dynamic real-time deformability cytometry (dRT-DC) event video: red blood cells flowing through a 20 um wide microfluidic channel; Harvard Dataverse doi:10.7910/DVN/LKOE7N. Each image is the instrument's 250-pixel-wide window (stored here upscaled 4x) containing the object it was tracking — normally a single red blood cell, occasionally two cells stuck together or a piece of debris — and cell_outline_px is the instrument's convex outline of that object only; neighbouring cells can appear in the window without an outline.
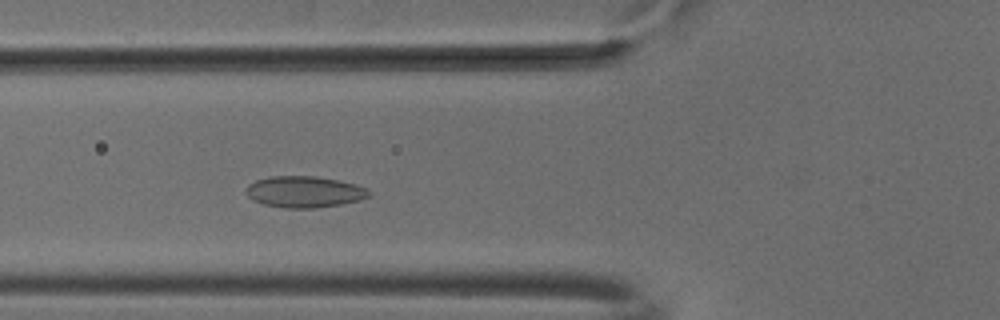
{"species": "common noctule bat (a hibernating species)", "species_latin": "Nyctalus noctula", "temperature_condition": "cold", "stored_images_in_passage": 49, "camera_frame_rate_fps": 3000, "um_per_image_px": 0.085, "animal": {"sex": "male", "body_mass_g": 18.8}, "frame": {"image": 1, "passage_image": 16, "time_ms": 5.0, "image_size_px": [1000, 320], "cell_outline_px": [[372, 192], [368, 196], [360, 200], [340, 204], [316, 208], [284, 208], [264, 204], [252, 200], [244, 192], [244, 188], [248, 184], [256, 180], [272, 176], [316, 176], [336, 180], [368, 188]], "centroid_in_image_um": [25.83, 16.31], "position_along_channel_um": 100.0, "area_um2": 22.48}}
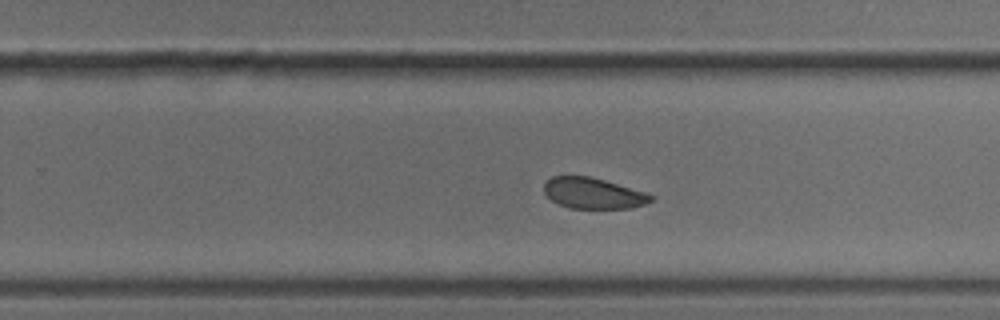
{"frame": {"image": 2, "passage_image": 30, "time_ms": 9.667, "image_size_px": [1000, 320], "cell_outline_px": [[652, 200], [644, 204], [632, 208], [568, 208], [552, 200], [544, 192], [544, 184], [552, 176], [588, 176], [604, 180], [648, 192], [652, 196]], "centroid_in_image_um": [50.43, 16.42], "position_along_channel_um": 279.4, "area_um2": 19.13}}
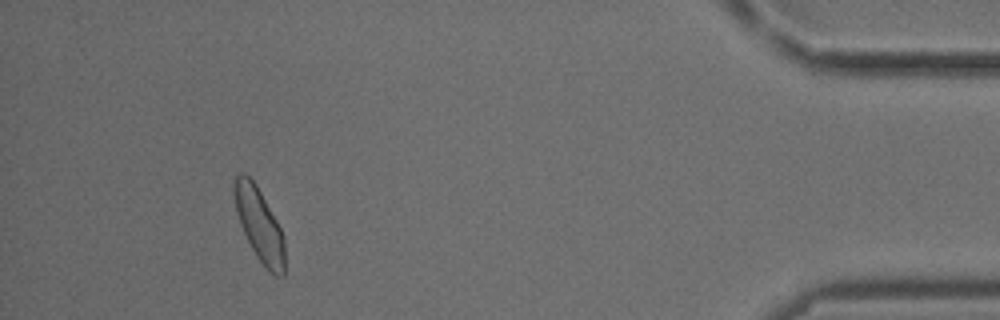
{"frame": {"image": 3, "passage_image": 45, "time_ms": 14.667, "image_size_px": [1000, 320], "cell_outline_px": [[284, 276], [276, 276], [268, 272], [256, 256], [240, 224], [236, 212], [232, 188], [232, 180], [240, 172], [244, 172], [256, 184], [276, 220], [284, 236]], "centroid_in_image_um": [22.02, 19.07], "position_along_channel_um": 413.2, "area_um2": 21.56}, "authors_computed_cell_mechanics": {"area_um2": 21.5594, "velocity_mm_per_s": 3.8473, "shape_relaxation_time_tau1_ms": null, "shape_relaxation_time_tau2_ms": 6.0094, "deformation_change_tau1": null, "deformation_change_tau2": 0.0838}}